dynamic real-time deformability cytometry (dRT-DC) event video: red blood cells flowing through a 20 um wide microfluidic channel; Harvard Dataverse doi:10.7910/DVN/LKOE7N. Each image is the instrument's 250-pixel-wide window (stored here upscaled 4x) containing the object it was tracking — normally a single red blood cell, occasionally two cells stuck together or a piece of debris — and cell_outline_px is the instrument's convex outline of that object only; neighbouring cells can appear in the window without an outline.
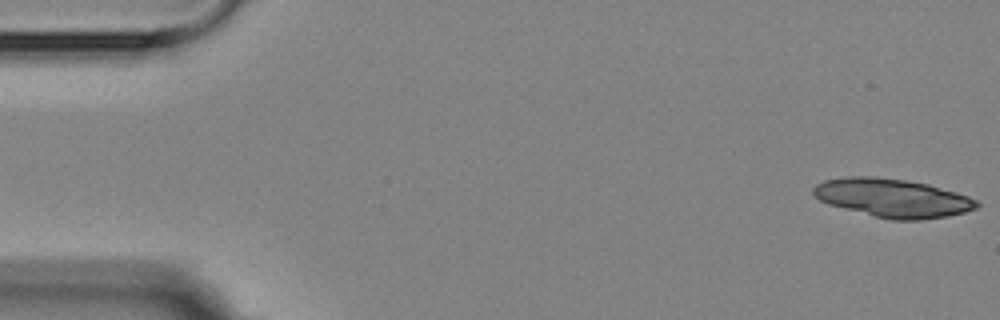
{"species": "Egyptian fruit bat (a non-hibernating species)", "species_latin": "Rousettus aegyptiacus", "temperature_condition": "room temperature", "stored_images_in_passage": 2, "segment_of_instrument_passage": [2, 2], "camera_frame_rate_fps": 3000, "um_per_image_px": 0.085, "animal": {"sex": "female"}, "frame": {"image": 1, "passage_image": 2, "time_ms": 1.333, "image_size_px": [1000, 320], "cell_outline_px": [[980, 204], [976, 208], [964, 212], [948, 216], [920, 220], [892, 220], [828, 204], [820, 200], [812, 192], [812, 188], [816, 184], [824, 180], [848, 176], [876, 176], [904, 180], [928, 184], [956, 192], [968, 196], [976, 200]], "centroid_in_image_um": [75.87, 16.82], "position_along_channel_um": 9.1, "area_um2": 36.47}}